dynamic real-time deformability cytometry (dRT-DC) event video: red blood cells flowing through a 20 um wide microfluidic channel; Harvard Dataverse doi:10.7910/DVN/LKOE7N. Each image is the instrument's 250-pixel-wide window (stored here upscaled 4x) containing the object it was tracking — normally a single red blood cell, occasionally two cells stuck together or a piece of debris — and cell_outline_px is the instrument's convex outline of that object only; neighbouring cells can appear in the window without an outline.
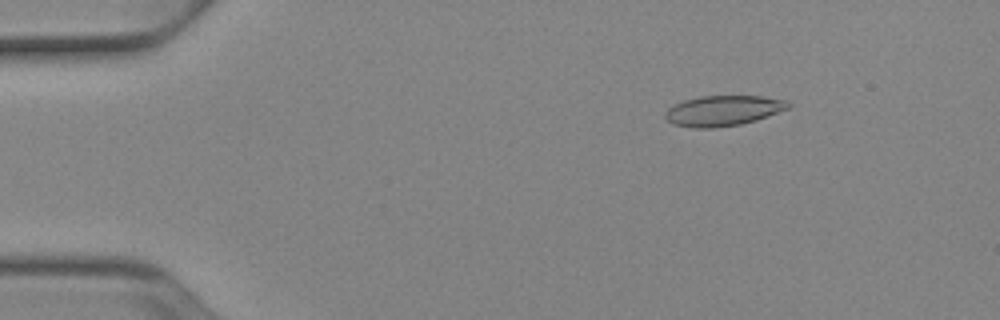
{"species": "Egyptian fruit bat (a non-hibernating species)", "species_latin": "Rousettus aegyptiacus", "temperature_condition": "cold", "stored_images_in_passage": 52, "camera_frame_rate_fps": 3000, "um_per_image_px": 0.085, "animal": {"sex": "female"}, "frame": {"image": 1, "passage_image": 8, "time_ms": 2.333, "image_size_px": [1000, 320], "cell_outline_px": [[792, 104], [788, 108], [756, 120], [740, 124], [716, 128], [692, 128], [672, 124], [664, 116], [664, 112], [672, 104], [684, 100], [700, 96], [760, 96], [788, 100]], "centroid_in_image_um": [61.43, 9.41], "position_along_channel_um": 23.6, "area_um2": 21.91}}
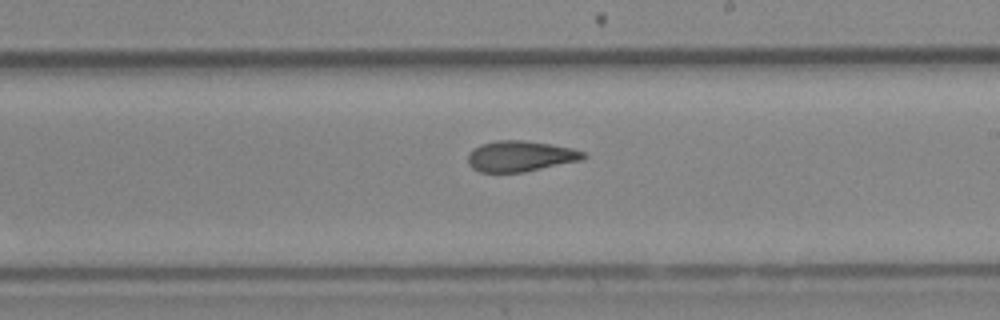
{"frame": {"image": 2, "passage_image": 31, "time_ms": 10.0, "image_size_px": [1000, 320], "cell_outline_px": [[588, 156], [580, 160], [524, 172], [480, 172], [472, 168], [468, 164], [468, 152], [472, 148], [480, 144], [496, 140], [524, 140], [572, 148], [584, 152]], "centroid_in_image_um": [44.18, 13.27], "position_along_channel_um": 244.8, "area_um2": 20.69}}
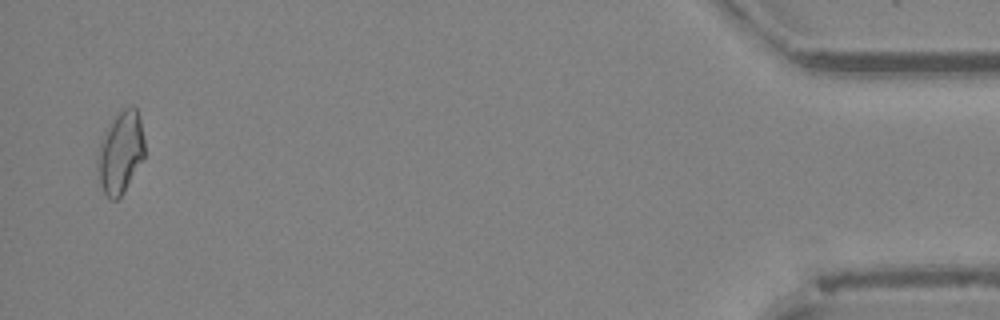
{"frame": {"image": 3, "passage_image": 51, "time_ms": 16.667, "image_size_px": [1000, 320], "cell_outline_px": [[144, 160], [124, 192], [116, 200], [112, 200], [104, 192], [100, 184], [96, 164], [96, 160], [100, 140], [116, 116], [124, 108], [136, 108], [140, 120], [144, 140]], "centroid_in_image_um": [10.24, 13.01], "position_along_channel_um": 425.0, "area_um2": 22.31}, "authors_computed_cell_mechanics": {"area_um2": 21.3282, "velocity_mm_per_s": 3.9324, "shape_relaxation_time_tau1_ms": null, "shape_relaxation_time_tau2_ms": 3.4983, "deformation_change_tau1": null, "deformation_change_tau2": 0.1104}}